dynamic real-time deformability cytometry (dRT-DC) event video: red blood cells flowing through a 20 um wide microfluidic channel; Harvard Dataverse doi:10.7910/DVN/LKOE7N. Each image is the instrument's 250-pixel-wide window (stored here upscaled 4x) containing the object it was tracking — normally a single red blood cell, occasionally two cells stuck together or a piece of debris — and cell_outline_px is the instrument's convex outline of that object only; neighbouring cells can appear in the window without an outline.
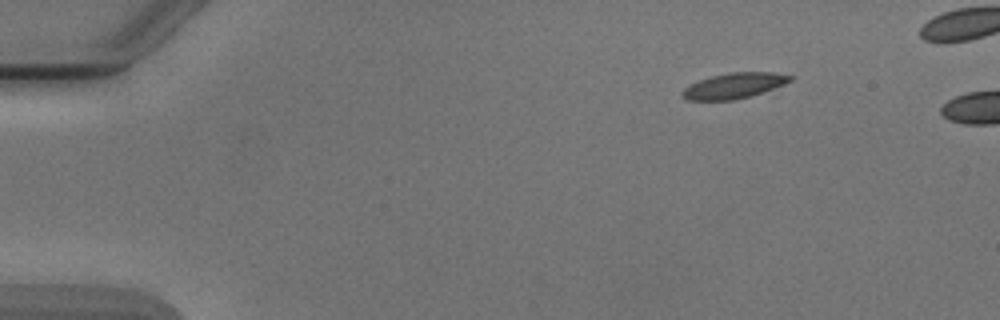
{"species": "Egyptian fruit bat (a non-hibernating species)", "species_latin": "Rousettus aegyptiacus", "temperature_condition": "cold", "stored_images_in_passage": 6, "camera_frame_rate_fps": 3000, "um_per_image_px": 0.085, "animal": {"sex": "male"}, "frame": {"image": 1, "passage_image": 1, "time_ms": 0.0, "image_size_px": [1000, 320], "cell_outline_px": [[792, 80], [784, 84], [748, 96], [732, 100], [688, 100], [680, 92], [684, 88], [700, 80], [712, 76], [732, 72], [772, 72], [792, 76]], "centroid_in_image_um": [62.38, 7.28], "position_along_channel_um": 22.6, "area_um2": 15.55}}
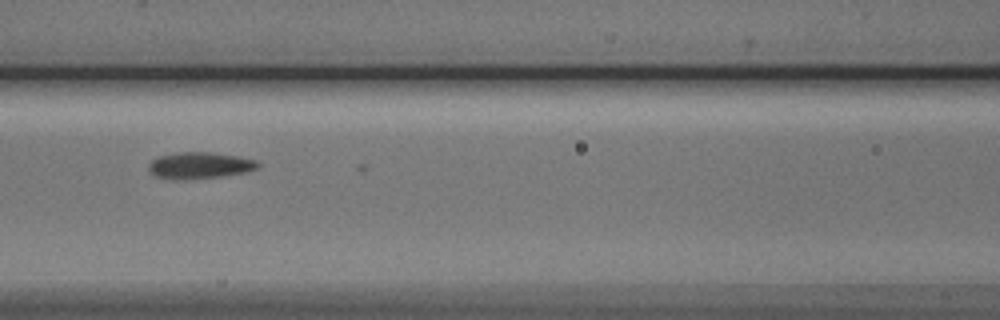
{"frame": {"image": 2, "passage_image": 5, "time_ms": 5.667, "image_size_px": [1000, 320], "cell_outline_px": [[260, 164], [256, 168], [244, 172], [220, 176], [180, 180], [152, 176], [148, 172], [148, 164], [152, 160], [160, 156], [176, 152], [212, 152], [240, 156], [256, 160]], "centroid_in_image_um": [16.92, 14.05], "position_along_channel_um": 149.7, "area_um2": 16.94}}
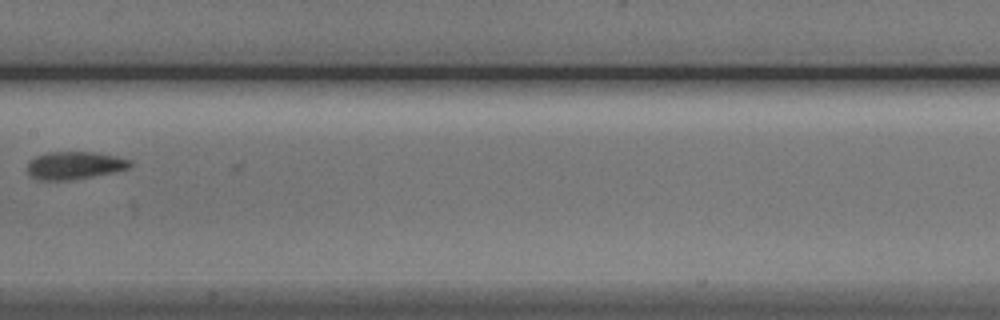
{"frame": {"image": 3, "passage_image": 6, "time_ms": 7.0, "image_size_px": [1000, 320], "cell_outline_px": [[132, 168], [116, 172], [72, 180], [36, 180], [28, 176], [28, 160], [36, 156], [48, 152], [92, 152], [116, 156], [132, 160]], "centroid_in_image_um": [6.35, 14.07], "position_along_channel_um": 201.1, "area_um2": 16.94}}